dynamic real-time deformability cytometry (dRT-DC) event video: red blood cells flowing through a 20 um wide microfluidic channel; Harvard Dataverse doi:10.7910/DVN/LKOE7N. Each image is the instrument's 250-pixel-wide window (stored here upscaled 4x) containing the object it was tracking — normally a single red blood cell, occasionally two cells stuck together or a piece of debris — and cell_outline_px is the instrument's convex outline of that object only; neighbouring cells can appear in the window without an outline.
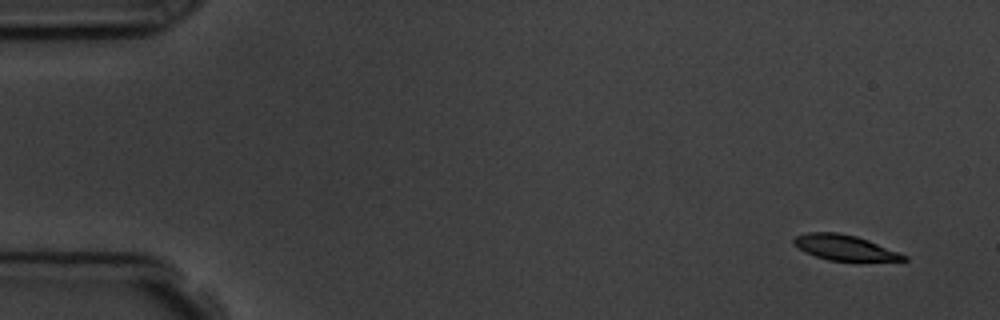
{"species": "common noctule bat (a hibernating species)", "species_latin": "Nyctalus noctula", "temperature_condition": "room temperature", "stored_images_in_passage": 5, "camera_frame_rate_fps": 3000, "um_per_image_px": 0.085, "animal": {"sex": "male", "body_mass_g": 19.5, "forearm_length_mm": 54.6}, "frame": {"image": 1, "passage_image": 1, "time_ms": 0.0, "image_size_px": [1000, 320], "cell_outline_px": [[908, 260], [828, 260], [804, 252], [792, 244], [792, 240], [796, 236], [808, 232], [840, 232], [856, 236], [868, 240], [908, 256]], "centroid_in_image_um": [71.73, 21.02], "position_along_channel_um": 13.3, "area_um2": 16.01}}
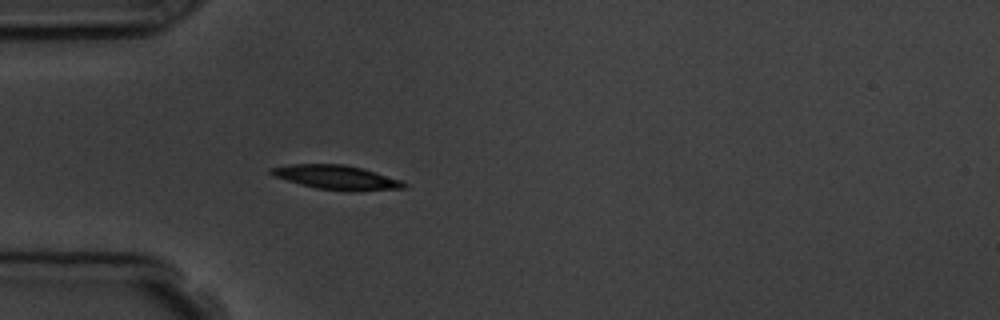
{"frame": {"image": 2, "passage_image": 5, "time_ms": 4.333, "image_size_px": [1000, 320], "cell_outline_px": [[408, 184], [404, 188], [348, 192], [316, 188], [300, 184], [276, 176], [268, 172], [268, 168], [288, 164], [344, 164], [360, 168], [404, 180]], "centroid_in_image_um": [28.63, 15.08], "position_along_channel_um": 56.4, "area_um2": 18.84}}